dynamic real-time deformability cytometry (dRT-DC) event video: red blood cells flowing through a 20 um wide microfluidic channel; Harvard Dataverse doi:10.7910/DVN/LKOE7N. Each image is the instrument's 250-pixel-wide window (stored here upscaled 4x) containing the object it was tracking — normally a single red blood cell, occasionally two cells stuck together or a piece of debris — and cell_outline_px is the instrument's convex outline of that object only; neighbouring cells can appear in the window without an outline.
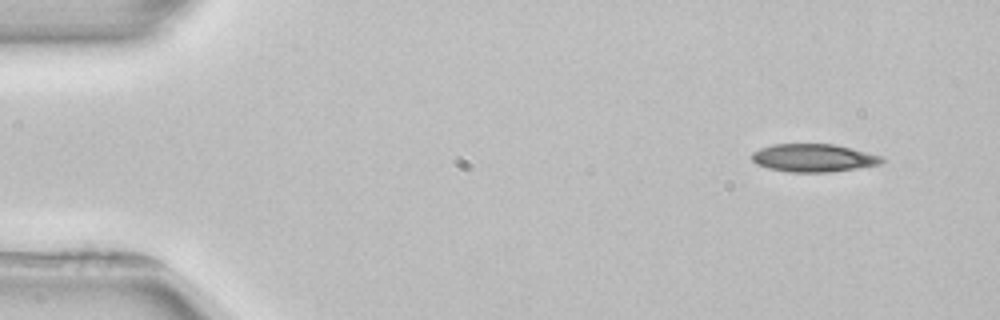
{"species": "common noctule bat (a hibernating species)", "species_latin": "Nyctalus noctula", "temperature_condition": "room temperature", "stored_images_in_passage": 4, "camera_frame_rate_fps": 3000, "um_per_image_px": 0.085, "animal": {"sex": "female", "body_mass_g": 22.7, "forearm_length_mm": 54.2}, "frame": {"image": 1, "passage_image": 1, "time_ms": 0.0, "image_size_px": [1000, 320], "cell_outline_px": [[884, 160], [880, 164], [832, 172], [788, 172], [768, 168], [756, 164], [752, 160], [752, 152], [760, 148], [772, 144], [836, 144], [880, 156]], "centroid_in_image_um": [69.1, 13.42], "position_along_channel_um": 15.9, "area_um2": 21.1}}